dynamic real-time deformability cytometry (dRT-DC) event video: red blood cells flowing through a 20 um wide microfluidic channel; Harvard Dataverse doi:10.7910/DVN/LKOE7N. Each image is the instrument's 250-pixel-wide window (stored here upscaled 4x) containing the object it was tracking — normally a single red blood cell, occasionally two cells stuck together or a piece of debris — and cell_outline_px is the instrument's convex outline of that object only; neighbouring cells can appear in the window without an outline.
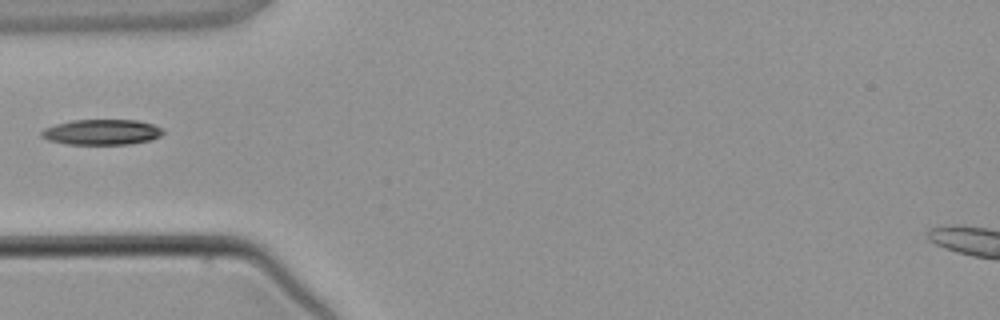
{"species": "common noctule bat (a hibernating species)", "species_latin": "Nyctalus noctula", "temperature_condition": "warm", "stored_images_in_passage": 2, "camera_frame_rate_fps": 3000, "um_per_image_px": 0.085, "animal": {"sex": "male", "body_mass_g": 21.5, "forearm_length_mm": 52.0}, "frame": {"image": 1, "passage_image": 2, "time_ms": 2.0, "image_size_px": [1000, 320], "cell_outline_px": [[164, 132], [160, 136], [148, 140], [128, 144], [68, 144], [48, 140], [40, 136], [40, 132], [44, 128], [56, 124], [72, 120], [136, 120], [152, 124], [164, 128]], "centroid_in_image_um": [8.63, 11.22], "position_along_channel_um": 76.4, "area_um2": 17.98}}